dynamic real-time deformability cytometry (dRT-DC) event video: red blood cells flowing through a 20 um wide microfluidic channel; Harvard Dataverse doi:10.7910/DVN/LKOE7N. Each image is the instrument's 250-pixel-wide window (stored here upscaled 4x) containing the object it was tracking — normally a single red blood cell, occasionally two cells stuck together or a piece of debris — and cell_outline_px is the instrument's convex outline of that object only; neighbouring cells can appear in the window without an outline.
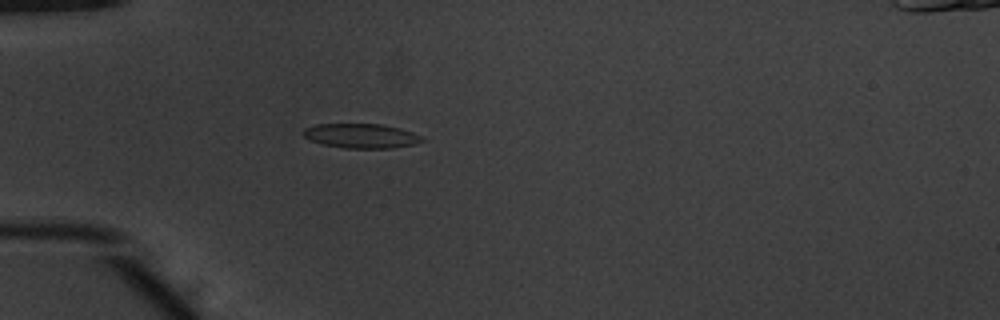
{"species": "common noctule bat (a hibernating species)", "species_latin": "Nyctalus noctula", "temperature_condition": "warm", "stored_images_in_passage": 38, "camera_frame_rate_fps": 3000, "um_per_image_px": 0.085, "animal": {"sex": "male", "body_mass_g": 20.1, "forearm_length_mm": 53.5}, "frame": {"image": 1, "passage_image": 2, "time_ms": 0.333, "image_size_px": [1000, 320], "cell_outline_px": [[424, 140], [412, 144], [392, 148], [344, 148], [324, 144], [312, 140], [304, 136], [300, 132], [304, 128], [316, 124], [380, 124], [400, 128], [412, 132], [420, 136]], "centroid_in_image_um": [30.66, 11.54], "position_along_channel_um": 54.3, "area_um2": 16.76}}
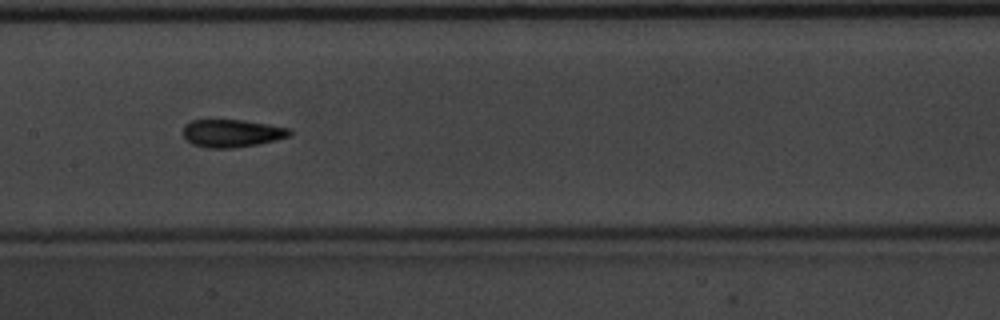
{"frame": {"image": 2, "passage_image": 13, "time_ms": 4.0, "image_size_px": [1000, 320], "cell_outline_px": [[292, 136], [276, 140], [256, 144], [232, 148], [204, 148], [192, 144], [184, 136], [184, 124], [192, 120], [244, 120], [292, 128]], "centroid_in_image_um": [19.75, 11.32], "position_along_channel_um": 187.7, "area_um2": 17.34}}
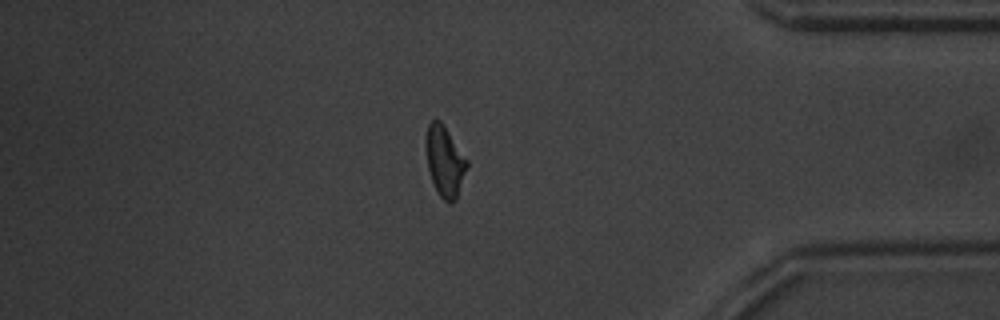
{"frame": {"image": 3, "passage_image": 31, "time_ms": 10.0, "image_size_px": [1000, 320], "cell_outline_px": [[468, 164], [456, 200], [452, 204], [448, 204], [440, 196], [432, 180], [428, 168], [428, 124], [432, 120], [440, 120], [468, 160]], "centroid_in_image_um": [37.85, 13.76], "position_along_channel_um": 397.3, "area_um2": 16.18}, "authors_computed_cell_mechanics": {"area_um2": 16.8776, "velocity_mm_per_s": 3.9181, "shape_relaxation_time_tau1_ms": 3.2189, "shape_relaxation_time_tau2_ms": 1.7299, "deformation_change_tau1": 0.1401, "deformation_change_tau2": 0.0781}}